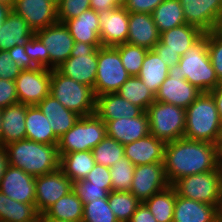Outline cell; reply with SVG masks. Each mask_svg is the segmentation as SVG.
<instances>
[{
    "label": "cell",
    "instance_id": "obj_17",
    "mask_svg": "<svg viewBox=\"0 0 222 222\" xmlns=\"http://www.w3.org/2000/svg\"><path fill=\"white\" fill-rule=\"evenodd\" d=\"M57 3L51 0H15L11 10L36 32L58 22Z\"/></svg>",
    "mask_w": 222,
    "mask_h": 222
},
{
    "label": "cell",
    "instance_id": "obj_58",
    "mask_svg": "<svg viewBox=\"0 0 222 222\" xmlns=\"http://www.w3.org/2000/svg\"><path fill=\"white\" fill-rule=\"evenodd\" d=\"M39 218L43 222H69V221H64V220H59V219L48 218L45 214L39 215Z\"/></svg>",
    "mask_w": 222,
    "mask_h": 222
},
{
    "label": "cell",
    "instance_id": "obj_18",
    "mask_svg": "<svg viewBox=\"0 0 222 222\" xmlns=\"http://www.w3.org/2000/svg\"><path fill=\"white\" fill-rule=\"evenodd\" d=\"M100 41L102 46H117L126 43L129 32V12L117 7L98 13Z\"/></svg>",
    "mask_w": 222,
    "mask_h": 222
},
{
    "label": "cell",
    "instance_id": "obj_53",
    "mask_svg": "<svg viewBox=\"0 0 222 222\" xmlns=\"http://www.w3.org/2000/svg\"><path fill=\"white\" fill-rule=\"evenodd\" d=\"M129 222H157L152 213L144 203H141L135 213L130 218Z\"/></svg>",
    "mask_w": 222,
    "mask_h": 222
},
{
    "label": "cell",
    "instance_id": "obj_52",
    "mask_svg": "<svg viewBox=\"0 0 222 222\" xmlns=\"http://www.w3.org/2000/svg\"><path fill=\"white\" fill-rule=\"evenodd\" d=\"M163 62L170 68L175 64H178L181 56L177 52L163 51V44L159 41L152 49Z\"/></svg>",
    "mask_w": 222,
    "mask_h": 222
},
{
    "label": "cell",
    "instance_id": "obj_51",
    "mask_svg": "<svg viewBox=\"0 0 222 222\" xmlns=\"http://www.w3.org/2000/svg\"><path fill=\"white\" fill-rule=\"evenodd\" d=\"M162 1L163 0H127L124 7L128 12L152 14L154 9Z\"/></svg>",
    "mask_w": 222,
    "mask_h": 222
},
{
    "label": "cell",
    "instance_id": "obj_64",
    "mask_svg": "<svg viewBox=\"0 0 222 222\" xmlns=\"http://www.w3.org/2000/svg\"><path fill=\"white\" fill-rule=\"evenodd\" d=\"M220 168L222 169V141L220 143Z\"/></svg>",
    "mask_w": 222,
    "mask_h": 222
},
{
    "label": "cell",
    "instance_id": "obj_34",
    "mask_svg": "<svg viewBox=\"0 0 222 222\" xmlns=\"http://www.w3.org/2000/svg\"><path fill=\"white\" fill-rule=\"evenodd\" d=\"M48 218L69 222H82L83 202L78 198L74 190L62 196L45 213Z\"/></svg>",
    "mask_w": 222,
    "mask_h": 222
},
{
    "label": "cell",
    "instance_id": "obj_44",
    "mask_svg": "<svg viewBox=\"0 0 222 222\" xmlns=\"http://www.w3.org/2000/svg\"><path fill=\"white\" fill-rule=\"evenodd\" d=\"M73 190L83 204L101 198H108L109 195V192L103 186L91 185V182L85 179L73 182Z\"/></svg>",
    "mask_w": 222,
    "mask_h": 222
},
{
    "label": "cell",
    "instance_id": "obj_28",
    "mask_svg": "<svg viewBox=\"0 0 222 222\" xmlns=\"http://www.w3.org/2000/svg\"><path fill=\"white\" fill-rule=\"evenodd\" d=\"M26 105L16 103L5 107L2 112V146L26 139Z\"/></svg>",
    "mask_w": 222,
    "mask_h": 222
},
{
    "label": "cell",
    "instance_id": "obj_13",
    "mask_svg": "<svg viewBox=\"0 0 222 222\" xmlns=\"http://www.w3.org/2000/svg\"><path fill=\"white\" fill-rule=\"evenodd\" d=\"M72 190L73 182L60 168L35 177V208L39 215L44 214L62 196Z\"/></svg>",
    "mask_w": 222,
    "mask_h": 222
},
{
    "label": "cell",
    "instance_id": "obj_62",
    "mask_svg": "<svg viewBox=\"0 0 222 222\" xmlns=\"http://www.w3.org/2000/svg\"><path fill=\"white\" fill-rule=\"evenodd\" d=\"M118 7H124L127 0H112Z\"/></svg>",
    "mask_w": 222,
    "mask_h": 222
},
{
    "label": "cell",
    "instance_id": "obj_5",
    "mask_svg": "<svg viewBox=\"0 0 222 222\" xmlns=\"http://www.w3.org/2000/svg\"><path fill=\"white\" fill-rule=\"evenodd\" d=\"M49 94L81 117L95 114L96 96L93 89L64 76L57 69L51 70Z\"/></svg>",
    "mask_w": 222,
    "mask_h": 222
},
{
    "label": "cell",
    "instance_id": "obj_10",
    "mask_svg": "<svg viewBox=\"0 0 222 222\" xmlns=\"http://www.w3.org/2000/svg\"><path fill=\"white\" fill-rule=\"evenodd\" d=\"M102 44L75 42L70 57L56 69L64 76L94 88L98 48Z\"/></svg>",
    "mask_w": 222,
    "mask_h": 222
},
{
    "label": "cell",
    "instance_id": "obj_49",
    "mask_svg": "<svg viewBox=\"0 0 222 222\" xmlns=\"http://www.w3.org/2000/svg\"><path fill=\"white\" fill-rule=\"evenodd\" d=\"M15 81L0 78V108L18 103Z\"/></svg>",
    "mask_w": 222,
    "mask_h": 222
},
{
    "label": "cell",
    "instance_id": "obj_16",
    "mask_svg": "<svg viewBox=\"0 0 222 222\" xmlns=\"http://www.w3.org/2000/svg\"><path fill=\"white\" fill-rule=\"evenodd\" d=\"M186 24L208 33L216 30L222 16L221 0H179Z\"/></svg>",
    "mask_w": 222,
    "mask_h": 222
},
{
    "label": "cell",
    "instance_id": "obj_66",
    "mask_svg": "<svg viewBox=\"0 0 222 222\" xmlns=\"http://www.w3.org/2000/svg\"><path fill=\"white\" fill-rule=\"evenodd\" d=\"M35 222H43L40 218H38Z\"/></svg>",
    "mask_w": 222,
    "mask_h": 222
},
{
    "label": "cell",
    "instance_id": "obj_55",
    "mask_svg": "<svg viewBox=\"0 0 222 222\" xmlns=\"http://www.w3.org/2000/svg\"><path fill=\"white\" fill-rule=\"evenodd\" d=\"M209 93L213 96L219 116L222 120V81H220V83Z\"/></svg>",
    "mask_w": 222,
    "mask_h": 222
},
{
    "label": "cell",
    "instance_id": "obj_46",
    "mask_svg": "<svg viewBox=\"0 0 222 222\" xmlns=\"http://www.w3.org/2000/svg\"><path fill=\"white\" fill-rule=\"evenodd\" d=\"M208 52L219 81H222V36L215 30L208 32Z\"/></svg>",
    "mask_w": 222,
    "mask_h": 222
},
{
    "label": "cell",
    "instance_id": "obj_15",
    "mask_svg": "<svg viewBox=\"0 0 222 222\" xmlns=\"http://www.w3.org/2000/svg\"><path fill=\"white\" fill-rule=\"evenodd\" d=\"M170 186L164 168V162L135 166L130 192L144 203L152 195Z\"/></svg>",
    "mask_w": 222,
    "mask_h": 222
},
{
    "label": "cell",
    "instance_id": "obj_42",
    "mask_svg": "<svg viewBox=\"0 0 222 222\" xmlns=\"http://www.w3.org/2000/svg\"><path fill=\"white\" fill-rule=\"evenodd\" d=\"M82 222H119L109 207L108 198L83 204Z\"/></svg>",
    "mask_w": 222,
    "mask_h": 222
},
{
    "label": "cell",
    "instance_id": "obj_59",
    "mask_svg": "<svg viewBox=\"0 0 222 222\" xmlns=\"http://www.w3.org/2000/svg\"><path fill=\"white\" fill-rule=\"evenodd\" d=\"M2 112H3V109L0 108V146H2V137H3V132H2Z\"/></svg>",
    "mask_w": 222,
    "mask_h": 222
},
{
    "label": "cell",
    "instance_id": "obj_30",
    "mask_svg": "<svg viewBox=\"0 0 222 222\" xmlns=\"http://www.w3.org/2000/svg\"><path fill=\"white\" fill-rule=\"evenodd\" d=\"M203 34L199 28L185 23L160 33V42L163 44V51L177 52L183 56Z\"/></svg>",
    "mask_w": 222,
    "mask_h": 222
},
{
    "label": "cell",
    "instance_id": "obj_6",
    "mask_svg": "<svg viewBox=\"0 0 222 222\" xmlns=\"http://www.w3.org/2000/svg\"><path fill=\"white\" fill-rule=\"evenodd\" d=\"M107 136L106 123L96 114L82 116L75 125L59 138V156L92 149Z\"/></svg>",
    "mask_w": 222,
    "mask_h": 222
},
{
    "label": "cell",
    "instance_id": "obj_39",
    "mask_svg": "<svg viewBox=\"0 0 222 222\" xmlns=\"http://www.w3.org/2000/svg\"><path fill=\"white\" fill-rule=\"evenodd\" d=\"M92 154L96 164L110 168L116 161L124 157V146L106 136L92 149Z\"/></svg>",
    "mask_w": 222,
    "mask_h": 222
},
{
    "label": "cell",
    "instance_id": "obj_27",
    "mask_svg": "<svg viewBox=\"0 0 222 222\" xmlns=\"http://www.w3.org/2000/svg\"><path fill=\"white\" fill-rule=\"evenodd\" d=\"M35 34L28 23L11 10L3 22L0 34V50H8L14 46H23Z\"/></svg>",
    "mask_w": 222,
    "mask_h": 222
},
{
    "label": "cell",
    "instance_id": "obj_2",
    "mask_svg": "<svg viewBox=\"0 0 222 222\" xmlns=\"http://www.w3.org/2000/svg\"><path fill=\"white\" fill-rule=\"evenodd\" d=\"M58 144H42L28 139L5 145L8 164L38 177L60 168Z\"/></svg>",
    "mask_w": 222,
    "mask_h": 222
},
{
    "label": "cell",
    "instance_id": "obj_25",
    "mask_svg": "<svg viewBox=\"0 0 222 222\" xmlns=\"http://www.w3.org/2000/svg\"><path fill=\"white\" fill-rule=\"evenodd\" d=\"M47 117L54 134L60 138L71 129L81 117L77 113L64 107L50 94L37 104Z\"/></svg>",
    "mask_w": 222,
    "mask_h": 222
},
{
    "label": "cell",
    "instance_id": "obj_21",
    "mask_svg": "<svg viewBox=\"0 0 222 222\" xmlns=\"http://www.w3.org/2000/svg\"><path fill=\"white\" fill-rule=\"evenodd\" d=\"M173 222H221L219 208L176 195Z\"/></svg>",
    "mask_w": 222,
    "mask_h": 222
},
{
    "label": "cell",
    "instance_id": "obj_11",
    "mask_svg": "<svg viewBox=\"0 0 222 222\" xmlns=\"http://www.w3.org/2000/svg\"><path fill=\"white\" fill-rule=\"evenodd\" d=\"M51 69L36 67L21 70L15 80L18 101L28 106L37 105L50 92Z\"/></svg>",
    "mask_w": 222,
    "mask_h": 222
},
{
    "label": "cell",
    "instance_id": "obj_24",
    "mask_svg": "<svg viewBox=\"0 0 222 222\" xmlns=\"http://www.w3.org/2000/svg\"><path fill=\"white\" fill-rule=\"evenodd\" d=\"M143 110L121 97L118 93L96 96L95 114L105 123L119 118L138 117Z\"/></svg>",
    "mask_w": 222,
    "mask_h": 222
},
{
    "label": "cell",
    "instance_id": "obj_48",
    "mask_svg": "<svg viewBox=\"0 0 222 222\" xmlns=\"http://www.w3.org/2000/svg\"><path fill=\"white\" fill-rule=\"evenodd\" d=\"M21 69L15 64L7 50H0V78L15 81Z\"/></svg>",
    "mask_w": 222,
    "mask_h": 222
},
{
    "label": "cell",
    "instance_id": "obj_26",
    "mask_svg": "<svg viewBox=\"0 0 222 222\" xmlns=\"http://www.w3.org/2000/svg\"><path fill=\"white\" fill-rule=\"evenodd\" d=\"M64 24L68 27L75 42L101 44L98 13L95 10L90 8Z\"/></svg>",
    "mask_w": 222,
    "mask_h": 222
},
{
    "label": "cell",
    "instance_id": "obj_40",
    "mask_svg": "<svg viewBox=\"0 0 222 222\" xmlns=\"http://www.w3.org/2000/svg\"><path fill=\"white\" fill-rule=\"evenodd\" d=\"M135 165L126 157L116 161L110 167L112 191H130Z\"/></svg>",
    "mask_w": 222,
    "mask_h": 222
},
{
    "label": "cell",
    "instance_id": "obj_29",
    "mask_svg": "<svg viewBox=\"0 0 222 222\" xmlns=\"http://www.w3.org/2000/svg\"><path fill=\"white\" fill-rule=\"evenodd\" d=\"M26 139L42 144H58L59 138L54 134L47 117L37 105H26Z\"/></svg>",
    "mask_w": 222,
    "mask_h": 222
},
{
    "label": "cell",
    "instance_id": "obj_32",
    "mask_svg": "<svg viewBox=\"0 0 222 222\" xmlns=\"http://www.w3.org/2000/svg\"><path fill=\"white\" fill-rule=\"evenodd\" d=\"M169 67L153 50H148L137 75L155 95L168 76Z\"/></svg>",
    "mask_w": 222,
    "mask_h": 222
},
{
    "label": "cell",
    "instance_id": "obj_54",
    "mask_svg": "<svg viewBox=\"0 0 222 222\" xmlns=\"http://www.w3.org/2000/svg\"><path fill=\"white\" fill-rule=\"evenodd\" d=\"M118 6L112 0H90V8L95 10L97 13L112 10Z\"/></svg>",
    "mask_w": 222,
    "mask_h": 222
},
{
    "label": "cell",
    "instance_id": "obj_38",
    "mask_svg": "<svg viewBox=\"0 0 222 222\" xmlns=\"http://www.w3.org/2000/svg\"><path fill=\"white\" fill-rule=\"evenodd\" d=\"M109 207L119 222H129L141 202L130 191H111Z\"/></svg>",
    "mask_w": 222,
    "mask_h": 222
},
{
    "label": "cell",
    "instance_id": "obj_4",
    "mask_svg": "<svg viewBox=\"0 0 222 222\" xmlns=\"http://www.w3.org/2000/svg\"><path fill=\"white\" fill-rule=\"evenodd\" d=\"M178 65L183 78L202 92H210L220 83L208 52V33L184 52Z\"/></svg>",
    "mask_w": 222,
    "mask_h": 222
},
{
    "label": "cell",
    "instance_id": "obj_45",
    "mask_svg": "<svg viewBox=\"0 0 222 222\" xmlns=\"http://www.w3.org/2000/svg\"><path fill=\"white\" fill-rule=\"evenodd\" d=\"M24 50L37 67L49 69V53L35 34L24 45Z\"/></svg>",
    "mask_w": 222,
    "mask_h": 222
},
{
    "label": "cell",
    "instance_id": "obj_61",
    "mask_svg": "<svg viewBox=\"0 0 222 222\" xmlns=\"http://www.w3.org/2000/svg\"><path fill=\"white\" fill-rule=\"evenodd\" d=\"M215 31L222 36V16L220 17Z\"/></svg>",
    "mask_w": 222,
    "mask_h": 222
},
{
    "label": "cell",
    "instance_id": "obj_60",
    "mask_svg": "<svg viewBox=\"0 0 222 222\" xmlns=\"http://www.w3.org/2000/svg\"><path fill=\"white\" fill-rule=\"evenodd\" d=\"M0 3L7 5L12 9L14 6L15 0H0Z\"/></svg>",
    "mask_w": 222,
    "mask_h": 222
},
{
    "label": "cell",
    "instance_id": "obj_33",
    "mask_svg": "<svg viewBox=\"0 0 222 222\" xmlns=\"http://www.w3.org/2000/svg\"><path fill=\"white\" fill-rule=\"evenodd\" d=\"M38 218L33 204L12 200L0 191V222H35Z\"/></svg>",
    "mask_w": 222,
    "mask_h": 222
},
{
    "label": "cell",
    "instance_id": "obj_50",
    "mask_svg": "<svg viewBox=\"0 0 222 222\" xmlns=\"http://www.w3.org/2000/svg\"><path fill=\"white\" fill-rule=\"evenodd\" d=\"M9 55L11 56L12 60L15 62V64L21 69V70H28V69H34L37 66L32 62L30 57L27 55V53L24 50L23 46H14L11 49L7 50Z\"/></svg>",
    "mask_w": 222,
    "mask_h": 222
},
{
    "label": "cell",
    "instance_id": "obj_47",
    "mask_svg": "<svg viewBox=\"0 0 222 222\" xmlns=\"http://www.w3.org/2000/svg\"><path fill=\"white\" fill-rule=\"evenodd\" d=\"M85 180L91 182V185L103 186L108 192L112 191L110 168L100 164H95L93 169L87 174Z\"/></svg>",
    "mask_w": 222,
    "mask_h": 222
},
{
    "label": "cell",
    "instance_id": "obj_37",
    "mask_svg": "<svg viewBox=\"0 0 222 222\" xmlns=\"http://www.w3.org/2000/svg\"><path fill=\"white\" fill-rule=\"evenodd\" d=\"M117 93L130 103L140 107L144 112L155 101V94L145 86L138 76H130Z\"/></svg>",
    "mask_w": 222,
    "mask_h": 222
},
{
    "label": "cell",
    "instance_id": "obj_31",
    "mask_svg": "<svg viewBox=\"0 0 222 222\" xmlns=\"http://www.w3.org/2000/svg\"><path fill=\"white\" fill-rule=\"evenodd\" d=\"M96 162L92 151H77L60 156V169L72 181L85 179Z\"/></svg>",
    "mask_w": 222,
    "mask_h": 222
},
{
    "label": "cell",
    "instance_id": "obj_20",
    "mask_svg": "<svg viewBox=\"0 0 222 222\" xmlns=\"http://www.w3.org/2000/svg\"><path fill=\"white\" fill-rule=\"evenodd\" d=\"M107 136L115 139L123 146L150 134L149 118L142 112L135 118H119L106 122Z\"/></svg>",
    "mask_w": 222,
    "mask_h": 222
},
{
    "label": "cell",
    "instance_id": "obj_57",
    "mask_svg": "<svg viewBox=\"0 0 222 222\" xmlns=\"http://www.w3.org/2000/svg\"><path fill=\"white\" fill-rule=\"evenodd\" d=\"M11 11V8L5 4L0 3V22H4L7 14Z\"/></svg>",
    "mask_w": 222,
    "mask_h": 222
},
{
    "label": "cell",
    "instance_id": "obj_14",
    "mask_svg": "<svg viewBox=\"0 0 222 222\" xmlns=\"http://www.w3.org/2000/svg\"><path fill=\"white\" fill-rule=\"evenodd\" d=\"M35 35L49 53V69H56L70 57L75 41L64 23L57 22L40 29Z\"/></svg>",
    "mask_w": 222,
    "mask_h": 222
},
{
    "label": "cell",
    "instance_id": "obj_1",
    "mask_svg": "<svg viewBox=\"0 0 222 222\" xmlns=\"http://www.w3.org/2000/svg\"><path fill=\"white\" fill-rule=\"evenodd\" d=\"M219 167L220 145L184 137L165 144L164 168L170 185L183 177Z\"/></svg>",
    "mask_w": 222,
    "mask_h": 222
},
{
    "label": "cell",
    "instance_id": "obj_35",
    "mask_svg": "<svg viewBox=\"0 0 222 222\" xmlns=\"http://www.w3.org/2000/svg\"><path fill=\"white\" fill-rule=\"evenodd\" d=\"M152 16L159 33L186 23L179 0H163L154 9Z\"/></svg>",
    "mask_w": 222,
    "mask_h": 222
},
{
    "label": "cell",
    "instance_id": "obj_9",
    "mask_svg": "<svg viewBox=\"0 0 222 222\" xmlns=\"http://www.w3.org/2000/svg\"><path fill=\"white\" fill-rule=\"evenodd\" d=\"M97 61L96 81L93 88L95 96L117 93L130 77L122 65L118 49L113 46L99 47Z\"/></svg>",
    "mask_w": 222,
    "mask_h": 222
},
{
    "label": "cell",
    "instance_id": "obj_41",
    "mask_svg": "<svg viewBox=\"0 0 222 222\" xmlns=\"http://www.w3.org/2000/svg\"><path fill=\"white\" fill-rule=\"evenodd\" d=\"M120 54L122 65L130 76H137L143 64L148 49L129 43L115 46Z\"/></svg>",
    "mask_w": 222,
    "mask_h": 222
},
{
    "label": "cell",
    "instance_id": "obj_7",
    "mask_svg": "<svg viewBox=\"0 0 222 222\" xmlns=\"http://www.w3.org/2000/svg\"><path fill=\"white\" fill-rule=\"evenodd\" d=\"M150 134L165 143L181 139L185 134L186 109L173 104L154 101L146 111Z\"/></svg>",
    "mask_w": 222,
    "mask_h": 222
},
{
    "label": "cell",
    "instance_id": "obj_8",
    "mask_svg": "<svg viewBox=\"0 0 222 222\" xmlns=\"http://www.w3.org/2000/svg\"><path fill=\"white\" fill-rule=\"evenodd\" d=\"M222 169L193 174L176 180L172 186L178 196L214 205L221 202Z\"/></svg>",
    "mask_w": 222,
    "mask_h": 222
},
{
    "label": "cell",
    "instance_id": "obj_63",
    "mask_svg": "<svg viewBox=\"0 0 222 222\" xmlns=\"http://www.w3.org/2000/svg\"><path fill=\"white\" fill-rule=\"evenodd\" d=\"M219 212H220V216L222 218V179H221V202H220V206H219Z\"/></svg>",
    "mask_w": 222,
    "mask_h": 222
},
{
    "label": "cell",
    "instance_id": "obj_23",
    "mask_svg": "<svg viewBox=\"0 0 222 222\" xmlns=\"http://www.w3.org/2000/svg\"><path fill=\"white\" fill-rule=\"evenodd\" d=\"M165 142L149 134L124 146V157L135 166L164 162Z\"/></svg>",
    "mask_w": 222,
    "mask_h": 222
},
{
    "label": "cell",
    "instance_id": "obj_36",
    "mask_svg": "<svg viewBox=\"0 0 222 222\" xmlns=\"http://www.w3.org/2000/svg\"><path fill=\"white\" fill-rule=\"evenodd\" d=\"M176 191L172 185L152 195L144 204L157 222H173Z\"/></svg>",
    "mask_w": 222,
    "mask_h": 222
},
{
    "label": "cell",
    "instance_id": "obj_12",
    "mask_svg": "<svg viewBox=\"0 0 222 222\" xmlns=\"http://www.w3.org/2000/svg\"><path fill=\"white\" fill-rule=\"evenodd\" d=\"M202 93L191 85L179 72V65L169 68L167 78L162 82L155 95V101L165 102L186 109Z\"/></svg>",
    "mask_w": 222,
    "mask_h": 222
},
{
    "label": "cell",
    "instance_id": "obj_43",
    "mask_svg": "<svg viewBox=\"0 0 222 222\" xmlns=\"http://www.w3.org/2000/svg\"><path fill=\"white\" fill-rule=\"evenodd\" d=\"M90 9V0H58L57 19L60 23L75 18Z\"/></svg>",
    "mask_w": 222,
    "mask_h": 222
},
{
    "label": "cell",
    "instance_id": "obj_3",
    "mask_svg": "<svg viewBox=\"0 0 222 222\" xmlns=\"http://www.w3.org/2000/svg\"><path fill=\"white\" fill-rule=\"evenodd\" d=\"M184 138L220 145L222 120L213 96L209 92H202L186 108Z\"/></svg>",
    "mask_w": 222,
    "mask_h": 222
},
{
    "label": "cell",
    "instance_id": "obj_65",
    "mask_svg": "<svg viewBox=\"0 0 222 222\" xmlns=\"http://www.w3.org/2000/svg\"><path fill=\"white\" fill-rule=\"evenodd\" d=\"M2 30H3V22H0V34H1Z\"/></svg>",
    "mask_w": 222,
    "mask_h": 222
},
{
    "label": "cell",
    "instance_id": "obj_22",
    "mask_svg": "<svg viewBox=\"0 0 222 222\" xmlns=\"http://www.w3.org/2000/svg\"><path fill=\"white\" fill-rule=\"evenodd\" d=\"M160 41V33L152 14L129 12V32L126 43L152 50Z\"/></svg>",
    "mask_w": 222,
    "mask_h": 222
},
{
    "label": "cell",
    "instance_id": "obj_19",
    "mask_svg": "<svg viewBox=\"0 0 222 222\" xmlns=\"http://www.w3.org/2000/svg\"><path fill=\"white\" fill-rule=\"evenodd\" d=\"M0 191L12 200L35 206V177L8 165L0 180Z\"/></svg>",
    "mask_w": 222,
    "mask_h": 222
},
{
    "label": "cell",
    "instance_id": "obj_56",
    "mask_svg": "<svg viewBox=\"0 0 222 222\" xmlns=\"http://www.w3.org/2000/svg\"><path fill=\"white\" fill-rule=\"evenodd\" d=\"M8 165L6 149L4 146H0V180L2 179Z\"/></svg>",
    "mask_w": 222,
    "mask_h": 222
}]
</instances>
